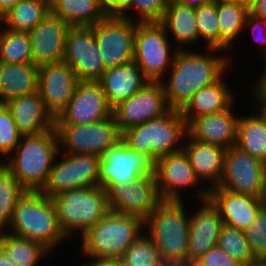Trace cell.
<instances>
[{"label":"cell","mask_w":266,"mask_h":266,"mask_svg":"<svg viewBox=\"0 0 266 266\" xmlns=\"http://www.w3.org/2000/svg\"><path fill=\"white\" fill-rule=\"evenodd\" d=\"M196 51L178 49L172 66L161 81L171 110L181 111L197 91L217 82L233 65V55H227L229 52L225 50Z\"/></svg>","instance_id":"cell-1"},{"label":"cell","mask_w":266,"mask_h":266,"mask_svg":"<svg viewBox=\"0 0 266 266\" xmlns=\"http://www.w3.org/2000/svg\"><path fill=\"white\" fill-rule=\"evenodd\" d=\"M186 207L185 199L161 200L144 221V232L152 239L165 266H187L189 214Z\"/></svg>","instance_id":"cell-2"},{"label":"cell","mask_w":266,"mask_h":266,"mask_svg":"<svg viewBox=\"0 0 266 266\" xmlns=\"http://www.w3.org/2000/svg\"><path fill=\"white\" fill-rule=\"evenodd\" d=\"M5 231L42 244L52 255L58 245L69 240L59 227L52 199L40 191H26L17 202Z\"/></svg>","instance_id":"cell-3"},{"label":"cell","mask_w":266,"mask_h":266,"mask_svg":"<svg viewBox=\"0 0 266 266\" xmlns=\"http://www.w3.org/2000/svg\"><path fill=\"white\" fill-rule=\"evenodd\" d=\"M60 151L56 129L22 136L4 164L27 191H40L46 184Z\"/></svg>","instance_id":"cell-4"},{"label":"cell","mask_w":266,"mask_h":266,"mask_svg":"<svg viewBox=\"0 0 266 266\" xmlns=\"http://www.w3.org/2000/svg\"><path fill=\"white\" fill-rule=\"evenodd\" d=\"M143 231L140 217L109 211L79 237L80 252L87 259L119 260Z\"/></svg>","instance_id":"cell-5"},{"label":"cell","mask_w":266,"mask_h":266,"mask_svg":"<svg viewBox=\"0 0 266 266\" xmlns=\"http://www.w3.org/2000/svg\"><path fill=\"white\" fill-rule=\"evenodd\" d=\"M51 199L59 227L70 240L79 238L110 211L106 191L100 186L67 190Z\"/></svg>","instance_id":"cell-6"},{"label":"cell","mask_w":266,"mask_h":266,"mask_svg":"<svg viewBox=\"0 0 266 266\" xmlns=\"http://www.w3.org/2000/svg\"><path fill=\"white\" fill-rule=\"evenodd\" d=\"M187 125L180 111L167 114L131 127L122 132V140L136 152L150 155L155 161L182 150Z\"/></svg>","instance_id":"cell-7"},{"label":"cell","mask_w":266,"mask_h":266,"mask_svg":"<svg viewBox=\"0 0 266 266\" xmlns=\"http://www.w3.org/2000/svg\"><path fill=\"white\" fill-rule=\"evenodd\" d=\"M171 42L160 22H135L133 61L148 81L161 82L165 78L178 51Z\"/></svg>","instance_id":"cell-8"},{"label":"cell","mask_w":266,"mask_h":266,"mask_svg":"<svg viewBox=\"0 0 266 266\" xmlns=\"http://www.w3.org/2000/svg\"><path fill=\"white\" fill-rule=\"evenodd\" d=\"M99 162L100 157L97 155L59 151L47 182L40 192L52 198L67 190L99 187Z\"/></svg>","instance_id":"cell-9"},{"label":"cell","mask_w":266,"mask_h":266,"mask_svg":"<svg viewBox=\"0 0 266 266\" xmlns=\"http://www.w3.org/2000/svg\"><path fill=\"white\" fill-rule=\"evenodd\" d=\"M60 151L68 154L101 156L109 147L122 139L113 116L84 125H55Z\"/></svg>","instance_id":"cell-10"},{"label":"cell","mask_w":266,"mask_h":266,"mask_svg":"<svg viewBox=\"0 0 266 266\" xmlns=\"http://www.w3.org/2000/svg\"><path fill=\"white\" fill-rule=\"evenodd\" d=\"M218 188L236 194L263 198L266 192V164L234 145L226 149L224 171Z\"/></svg>","instance_id":"cell-11"},{"label":"cell","mask_w":266,"mask_h":266,"mask_svg":"<svg viewBox=\"0 0 266 266\" xmlns=\"http://www.w3.org/2000/svg\"><path fill=\"white\" fill-rule=\"evenodd\" d=\"M155 181L161 200L183 201L181 192L191 188H197L194 195L197 201L208 199L209 190L196 177L183 150L156 160Z\"/></svg>","instance_id":"cell-12"},{"label":"cell","mask_w":266,"mask_h":266,"mask_svg":"<svg viewBox=\"0 0 266 266\" xmlns=\"http://www.w3.org/2000/svg\"><path fill=\"white\" fill-rule=\"evenodd\" d=\"M156 161L145 153L131 150L121 139L109 147L99 162V184H127L143 176H155Z\"/></svg>","instance_id":"cell-13"},{"label":"cell","mask_w":266,"mask_h":266,"mask_svg":"<svg viewBox=\"0 0 266 266\" xmlns=\"http://www.w3.org/2000/svg\"><path fill=\"white\" fill-rule=\"evenodd\" d=\"M91 27L105 69L133 61L135 22L109 13Z\"/></svg>","instance_id":"cell-14"},{"label":"cell","mask_w":266,"mask_h":266,"mask_svg":"<svg viewBox=\"0 0 266 266\" xmlns=\"http://www.w3.org/2000/svg\"><path fill=\"white\" fill-rule=\"evenodd\" d=\"M110 211L135 215L145 221L161 201L157 192L155 176H143L127 184H106Z\"/></svg>","instance_id":"cell-15"},{"label":"cell","mask_w":266,"mask_h":266,"mask_svg":"<svg viewBox=\"0 0 266 266\" xmlns=\"http://www.w3.org/2000/svg\"><path fill=\"white\" fill-rule=\"evenodd\" d=\"M162 82L149 81L129 99L113 108V117L120 130L159 118L170 111Z\"/></svg>","instance_id":"cell-16"},{"label":"cell","mask_w":266,"mask_h":266,"mask_svg":"<svg viewBox=\"0 0 266 266\" xmlns=\"http://www.w3.org/2000/svg\"><path fill=\"white\" fill-rule=\"evenodd\" d=\"M113 116L98 81H79L66 108L55 119V125H84L101 122Z\"/></svg>","instance_id":"cell-17"},{"label":"cell","mask_w":266,"mask_h":266,"mask_svg":"<svg viewBox=\"0 0 266 266\" xmlns=\"http://www.w3.org/2000/svg\"><path fill=\"white\" fill-rule=\"evenodd\" d=\"M63 60L79 81H98L105 72L92 27H71L67 33Z\"/></svg>","instance_id":"cell-18"},{"label":"cell","mask_w":266,"mask_h":266,"mask_svg":"<svg viewBox=\"0 0 266 266\" xmlns=\"http://www.w3.org/2000/svg\"><path fill=\"white\" fill-rule=\"evenodd\" d=\"M79 79L64 60L39 66L38 92L56 119L72 98Z\"/></svg>","instance_id":"cell-19"},{"label":"cell","mask_w":266,"mask_h":266,"mask_svg":"<svg viewBox=\"0 0 266 266\" xmlns=\"http://www.w3.org/2000/svg\"><path fill=\"white\" fill-rule=\"evenodd\" d=\"M70 28L71 26L65 20L49 12L29 32L33 64L39 67L62 61Z\"/></svg>","instance_id":"cell-20"},{"label":"cell","mask_w":266,"mask_h":266,"mask_svg":"<svg viewBox=\"0 0 266 266\" xmlns=\"http://www.w3.org/2000/svg\"><path fill=\"white\" fill-rule=\"evenodd\" d=\"M200 207L189 213V247L187 266H191L209 249L217 246L223 221L217 208L209 199L198 201Z\"/></svg>","instance_id":"cell-21"},{"label":"cell","mask_w":266,"mask_h":266,"mask_svg":"<svg viewBox=\"0 0 266 266\" xmlns=\"http://www.w3.org/2000/svg\"><path fill=\"white\" fill-rule=\"evenodd\" d=\"M208 199L217 208L223 225L245 230L264 207V199L236 194L217 186L209 189Z\"/></svg>","instance_id":"cell-22"},{"label":"cell","mask_w":266,"mask_h":266,"mask_svg":"<svg viewBox=\"0 0 266 266\" xmlns=\"http://www.w3.org/2000/svg\"><path fill=\"white\" fill-rule=\"evenodd\" d=\"M235 106L236 102L222 112L194 118L187 125V134L196 141L225 149L236 145L240 114L234 110Z\"/></svg>","instance_id":"cell-23"},{"label":"cell","mask_w":266,"mask_h":266,"mask_svg":"<svg viewBox=\"0 0 266 266\" xmlns=\"http://www.w3.org/2000/svg\"><path fill=\"white\" fill-rule=\"evenodd\" d=\"M22 136L37 135L55 128V118L47 110L38 91L5 103Z\"/></svg>","instance_id":"cell-24"},{"label":"cell","mask_w":266,"mask_h":266,"mask_svg":"<svg viewBox=\"0 0 266 266\" xmlns=\"http://www.w3.org/2000/svg\"><path fill=\"white\" fill-rule=\"evenodd\" d=\"M182 150L187 155L196 177L209 190L221 181L224 171L226 149L208 143H202L185 136Z\"/></svg>","instance_id":"cell-25"},{"label":"cell","mask_w":266,"mask_h":266,"mask_svg":"<svg viewBox=\"0 0 266 266\" xmlns=\"http://www.w3.org/2000/svg\"><path fill=\"white\" fill-rule=\"evenodd\" d=\"M226 74L227 72L217 82L197 91L180 111L186 125L194 118L222 112L237 101L236 92L228 84Z\"/></svg>","instance_id":"cell-26"},{"label":"cell","mask_w":266,"mask_h":266,"mask_svg":"<svg viewBox=\"0 0 266 266\" xmlns=\"http://www.w3.org/2000/svg\"><path fill=\"white\" fill-rule=\"evenodd\" d=\"M98 82L109 105L114 108L142 89L149 81L144 77L138 65L131 61L106 69Z\"/></svg>","instance_id":"cell-27"},{"label":"cell","mask_w":266,"mask_h":266,"mask_svg":"<svg viewBox=\"0 0 266 266\" xmlns=\"http://www.w3.org/2000/svg\"><path fill=\"white\" fill-rule=\"evenodd\" d=\"M160 23L178 49H193L199 44L195 8L169 1Z\"/></svg>","instance_id":"cell-28"},{"label":"cell","mask_w":266,"mask_h":266,"mask_svg":"<svg viewBox=\"0 0 266 266\" xmlns=\"http://www.w3.org/2000/svg\"><path fill=\"white\" fill-rule=\"evenodd\" d=\"M39 67L0 62V103L38 91Z\"/></svg>","instance_id":"cell-29"},{"label":"cell","mask_w":266,"mask_h":266,"mask_svg":"<svg viewBox=\"0 0 266 266\" xmlns=\"http://www.w3.org/2000/svg\"><path fill=\"white\" fill-rule=\"evenodd\" d=\"M50 12L65 20L71 27H91L109 12L101 0H49Z\"/></svg>","instance_id":"cell-30"},{"label":"cell","mask_w":266,"mask_h":266,"mask_svg":"<svg viewBox=\"0 0 266 266\" xmlns=\"http://www.w3.org/2000/svg\"><path fill=\"white\" fill-rule=\"evenodd\" d=\"M236 146L266 164V119L257 109L239 116Z\"/></svg>","instance_id":"cell-31"},{"label":"cell","mask_w":266,"mask_h":266,"mask_svg":"<svg viewBox=\"0 0 266 266\" xmlns=\"http://www.w3.org/2000/svg\"><path fill=\"white\" fill-rule=\"evenodd\" d=\"M249 13L248 2H217L219 21V49L231 51L233 43L244 30L245 20Z\"/></svg>","instance_id":"cell-32"},{"label":"cell","mask_w":266,"mask_h":266,"mask_svg":"<svg viewBox=\"0 0 266 266\" xmlns=\"http://www.w3.org/2000/svg\"><path fill=\"white\" fill-rule=\"evenodd\" d=\"M49 12V0H20L2 16L0 24L11 31L30 32Z\"/></svg>","instance_id":"cell-33"},{"label":"cell","mask_w":266,"mask_h":266,"mask_svg":"<svg viewBox=\"0 0 266 266\" xmlns=\"http://www.w3.org/2000/svg\"><path fill=\"white\" fill-rule=\"evenodd\" d=\"M0 246L16 266H38L43 258L52 254L42 244L15 236L7 231H0Z\"/></svg>","instance_id":"cell-34"},{"label":"cell","mask_w":266,"mask_h":266,"mask_svg":"<svg viewBox=\"0 0 266 266\" xmlns=\"http://www.w3.org/2000/svg\"><path fill=\"white\" fill-rule=\"evenodd\" d=\"M0 62L33 63L29 32L11 31L0 24Z\"/></svg>","instance_id":"cell-35"},{"label":"cell","mask_w":266,"mask_h":266,"mask_svg":"<svg viewBox=\"0 0 266 266\" xmlns=\"http://www.w3.org/2000/svg\"><path fill=\"white\" fill-rule=\"evenodd\" d=\"M26 191L5 164H0V231L9 227L14 208Z\"/></svg>","instance_id":"cell-36"},{"label":"cell","mask_w":266,"mask_h":266,"mask_svg":"<svg viewBox=\"0 0 266 266\" xmlns=\"http://www.w3.org/2000/svg\"><path fill=\"white\" fill-rule=\"evenodd\" d=\"M168 3L169 0H126L114 14L136 23L161 22Z\"/></svg>","instance_id":"cell-37"},{"label":"cell","mask_w":266,"mask_h":266,"mask_svg":"<svg viewBox=\"0 0 266 266\" xmlns=\"http://www.w3.org/2000/svg\"><path fill=\"white\" fill-rule=\"evenodd\" d=\"M217 247L244 266L256 260L243 230L223 225L218 236Z\"/></svg>","instance_id":"cell-38"},{"label":"cell","mask_w":266,"mask_h":266,"mask_svg":"<svg viewBox=\"0 0 266 266\" xmlns=\"http://www.w3.org/2000/svg\"><path fill=\"white\" fill-rule=\"evenodd\" d=\"M119 261L122 266H165L152 239L144 231Z\"/></svg>","instance_id":"cell-39"},{"label":"cell","mask_w":266,"mask_h":266,"mask_svg":"<svg viewBox=\"0 0 266 266\" xmlns=\"http://www.w3.org/2000/svg\"><path fill=\"white\" fill-rule=\"evenodd\" d=\"M195 20L198 28L199 41L206 48L219 49V21L217 2H205L195 8Z\"/></svg>","instance_id":"cell-40"},{"label":"cell","mask_w":266,"mask_h":266,"mask_svg":"<svg viewBox=\"0 0 266 266\" xmlns=\"http://www.w3.org/2000/svg\"><path fill=\"white\" fill-rule=\"evenodd\" d=\"M21 137L10 110L0 104V164L15 150Z\"/></svg>","instance_id":"cell-41"},{"label":"cell","mask_w":266,"mask_h":266,"mask_svg":"<svg viewBox=\"0 0 266 266\" xmlns=\"http://www.w3.org/2000/svg\"><path fill=\"white\" fill-rule=\"evenodd\" d=\"M251 251L256 259L266 258V208L263 207L253 223L244 230Z\"/></svg>","instance_id":"cell-42"},{"label":"cell","mask_w":266,"mask_h":266,"mask_svg":"<svg viewBox=\"0 0 266 266\" xmlns=\"http://www.w3.org/2000/svg\"><path fill=\"white\" fill-rule=\"evenodd\" d=\"M251 31L253 41L256 43L254 46L258 56L264 59L266 56V20L255 17L250 12L247 14L244 30ZM259 52V53H258ZM261 54V55H260Z\"/></svg>","instance_id":"cell-43"},{"label":"cell","mask_w":266,"mask_h":266,"mask_svg":"<svg viewBox=\"0 0 266 266\" xmlns=\"http://www.w3.org/2000/svg\"><path fill=\"white\" fill-rule=\"evenodd\" d=\"M191 266H244L217 246L209 249Z\"/></svg>","instance_id":"cell-44"},{"label":"cell","mask_w":266,"mask_h":266,"mask_svg":"<svg viewBox=\"0 0 266 266\" xmlns=\"http://www.w3.org/2000/svg\"><path fill=\"white\" fill-rule=\"evenodd\" d=\"M264 69L261 71L258 78H255V82L252 83L251 96L253 99V106H266V66H262Z\"/></svg>","instance_id":"cell-45"},{"label":"cell","mask_w":266,"mask_h":266,"mask_svg":"<svg viewBox=\"0 0 266 266\" xmlns=\"http://www.w3.org/2000/svg\"><path fill=\"white\" fill-rule=\"evenodd\" d=\"M249 12L255 17L266 20V0L248 1Z\"/></svg>","instance_id":"cell-46"},{"label":"cell","mask_w":266,"mask_h":266,"mask_svg":"<svg viewBox=\"0 0 266 266\" xmlns=\"http://www.w3.org/2000/svg\"><path fill=\"white\" fill-rule=\"evenodd\" d=\"M88 261L86 263L84 262L83 264L81 263L78 266H122L119 260L88 259Z\"/></svg>","instance_id":"cell-47"},{"label":"cell","mask_w":266,"mask_h":266,"mask_svg":"<svg viewBox=\"0 0 266 266\" xmlns=\"http://www.w3.org/2000/svg\"><path fill=\"white\" fill-rule=\"evenodd\" d=\"M103 7L109 13H115L124 3L126 0H101Z\"/></svg>","instance_id":"cell-48"},{"label":"cell","mask_w":266,"mask_h":266,"mask_svg":"<svg viewBox=\"0 0 266 266\" xmlns=\"http://www.w3.org/2000/svg\"><path fill=\"white\" fill-rule=\"evenodd\" d=\"M174 3H181L183 5L192 7V8H198L205 2H215V0H169Z\"/></svg>","instance_id":"cell-49"},{"label":"cell","mask_w":266,"mask_h":266,"mask_svg":"<svg viewBox=\"0 0 266 266\" xmlns=\"http://www.w3.org/2000/svg\"><path fill=\"white\" fill-rule=\"evenodd\" d=\"M20 0H0V16L2 17L13 6H15Z\"/></svg>","instance_id":"cell-50"},{"label":"cell","mask_w":266,"mask_h":266,"mask_svg":"<svg viewBox=\"0 0 266 266\" xmlns=\"http://www.w3.org/2000/svg\"><path fill=\"white\" fill-rule=\"evenodd\" d=\"M0 266H16L7 252L0 246Z\"/></svg>","instance_id":"cell-51"},{"label":"cell","mask_w":266,"mask_h":266,"mask_svg":"<svg viewBox=\"0 0 266 266\" xmlns=\"http://www.w3.org/2000/svg\"><path fill=\"white\" fill-rule=\"evenodd\" d=\"M247 266H266V258H264V259H256L255 261L251 262Z\"/></svg>","instance_id":"cell-52"},{"label":"cell","mask_w":266,"mask_h":266,"mask_svg":"<svg viewBox=\"0 0 266 266\" xmlns=\"http://www.w3.org/2000/svg\"><path fill=\"white\" fill-rule=\"evenodd\" d=\"M255 108L264 116L266 119V106H255Z\"/></svg>","instance_id":"cell-53"},{"label":"cell","mask_w":266,"mask_h":266,"mask_svg":"<svg viewBox=\"0 0 266 266\" xmlns=\"http://www.w3.org/2000/svg\"><path fill=\"white\" fill-rule=\"evenodd\" d=\"M215 2H248L247 0H215Z\"/></svg>","instance_id":"cell-54"},{"label":"cell","mask_w":266,"mask_h":266,"mask_svg":"<svg viewBox=\"0 0 266 266\" xmlns=\"http://www.w3.org/2000/svg\"><path fill=\"white\" fill-rule=\"evenodd\" d=\"M264 207L266 208V192H265V196H264Z\"/></svg>","instance_id":"cell-55"},{"label":"cell","mask_w":266,"mask_h":266,"mask_svg":"<svg viewBox=\"0 0 266 266\" xmlns=\"http://www.w3.org/2000/svg\"><path fill=\"white\" fill-rule=\"evenodd\" d=\"M263 60H264L263 61L264 62L263 64H264V66H266V56H265V58Z\"/></svg>","instance_id":"cell-56"}]
</instances>
